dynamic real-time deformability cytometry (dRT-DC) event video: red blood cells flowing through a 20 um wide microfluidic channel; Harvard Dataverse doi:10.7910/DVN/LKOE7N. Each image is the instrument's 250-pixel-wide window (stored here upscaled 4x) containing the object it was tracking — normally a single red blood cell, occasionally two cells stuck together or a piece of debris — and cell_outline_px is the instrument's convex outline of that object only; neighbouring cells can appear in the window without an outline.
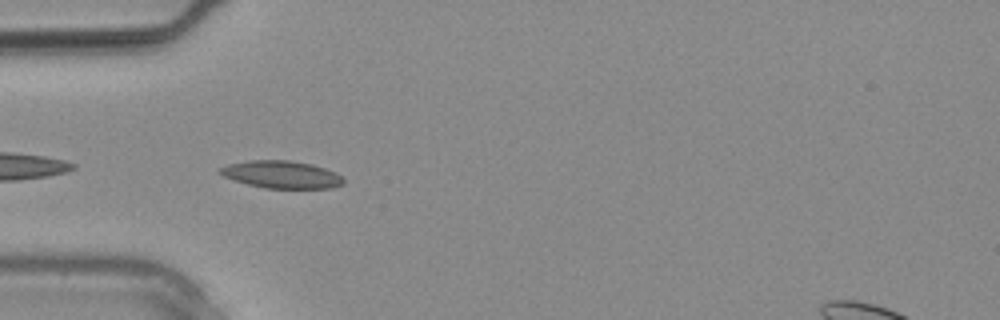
{"species": "common noctule bat (a hibernating species)", "species_latin": "Nyctalus noctula", "temperature_condition": "warm", "stored_images_in_passage": 3, "camera_frame_rate_fps": 3000, "um_per_image_px": 0.085, "animal": {"sex": "male", "body_mass_g": 20.4}, "frame": {"image": 1, "passage_image": 3, "time_ms": 0.667, "image_size_px": [1000, 320], "cell_outline_px": [[344, 184], [332, 188], [264, 188], [248, 184], [224, 176], [216, 172], [220, 168], [228, 164], [248, 160], [288, 160], [312, 164], [336, 172], [344, 180]], "centroid_in_image_um": [23.93, 14.83], "position_along_channel_um": 61.1, "area_um2": 19.71}}